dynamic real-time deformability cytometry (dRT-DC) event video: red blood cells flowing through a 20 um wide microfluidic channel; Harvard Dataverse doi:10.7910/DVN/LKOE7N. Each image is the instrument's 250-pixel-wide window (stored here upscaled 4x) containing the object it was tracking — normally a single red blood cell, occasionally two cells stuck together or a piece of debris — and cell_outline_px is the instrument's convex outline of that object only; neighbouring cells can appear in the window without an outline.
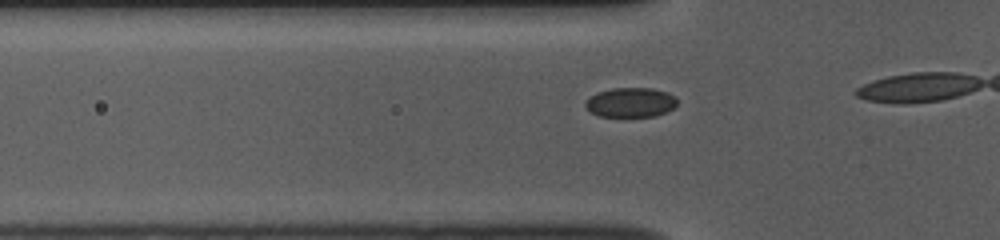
{"species": "common noctule bat (a hibernating species)", "species_latin": "Nyctalus noctula", "temperature_condition": "room temperature", "stored_images_in_passage": 17, "camera_frame_rate_fps": 3000, "um_per_image_px": 0.085, "animal": {"sex": "female", "body_mass_g": 10.0, "forearm_length_mm": 53.1}, "frame": {"image": 1, "passage_image": 12, "time_ms": 3.667, "image_size_px": [1000, 240], "cell_outline_px": [[676, 104], [672, 108], [656, 116], [600, 116], [592, 112], [584, 104], [596, 92], [612, 88], [652, 88], [668, 92], [676, 100]], "centroid_in_image_um": [53.6, 8.69], "position_along_channel_um": 72.2, "area_um2": 15.49}}